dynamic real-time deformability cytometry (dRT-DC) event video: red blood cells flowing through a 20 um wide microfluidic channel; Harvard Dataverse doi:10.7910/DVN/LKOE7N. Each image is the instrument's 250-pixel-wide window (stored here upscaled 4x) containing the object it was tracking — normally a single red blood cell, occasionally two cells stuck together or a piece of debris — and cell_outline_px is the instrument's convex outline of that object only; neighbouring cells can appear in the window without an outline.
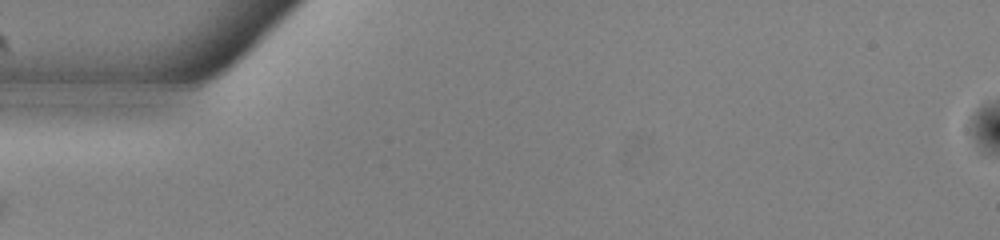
{"species": "common noctule bat (a hibernating species)", "species_latin": "Nyctalus noctula", "temperature_condition": "warm", "stored_images_in_passage": 2, "camera_frame_rate_fps": 3000, "um_per_image_px": 0.085, "animal": {"sex": "male", "body_mass_g": 13.0, "forearm_length_mm": 53.1}, "frame": {"image": 1, "passage_image": 1, "time_ms": 0.0, "image_size_px": [1000, 240], "cell_outline_px": [[168, 168], [160, 176], [112, 180], [60, 180], [28, 176], [12, 172], [12, 168], [24, 164], [148, 164]], "centroid_in_image_um": [7.61, 14.57], "position_along_channel_um": 77.4, "area_um2": 15.26}}